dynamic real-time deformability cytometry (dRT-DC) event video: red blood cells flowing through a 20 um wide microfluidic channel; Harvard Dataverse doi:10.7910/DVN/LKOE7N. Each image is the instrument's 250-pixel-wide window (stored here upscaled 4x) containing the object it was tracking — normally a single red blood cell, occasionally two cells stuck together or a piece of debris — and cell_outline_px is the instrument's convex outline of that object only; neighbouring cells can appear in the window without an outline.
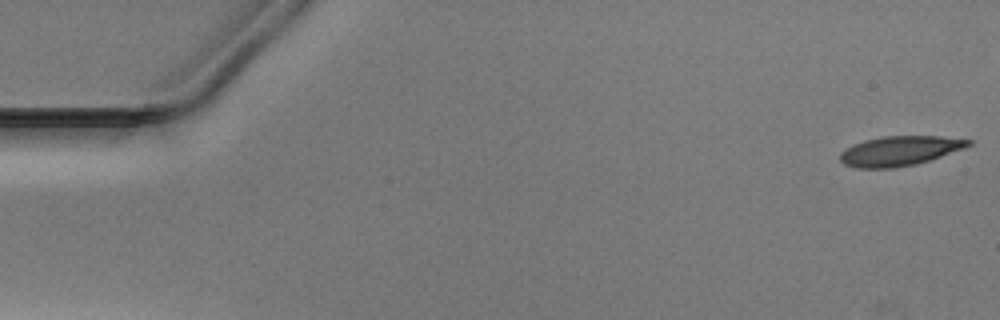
{"species": "Egyptian fruit bat (a non-hibernating species)", "species_latin": "Rousettus aegyptiacus", "temperature_condition": "warm", "stored_images_in_passage": 51, "camera_frame_rate_fps": 3000, "um_per_image_px": 0.085, "animal": {"sex": "male"}, "frame": {"image": 1, "passage_image": 1, "time_ms": 0.0, "image_size_px": [1000, 320], "cell_outline_px": [[972, 144], [964, 148], [916, 164], [892, 168], [856, 168], [844, 164], [840, 160], [840, 152], [864, 140], [884, 136], [940, 136], [972, 140]], "centroid_in_image_um": [76.47, 12.82], "position_along_channel_um": 8.5, "area_um2": 21.91}}
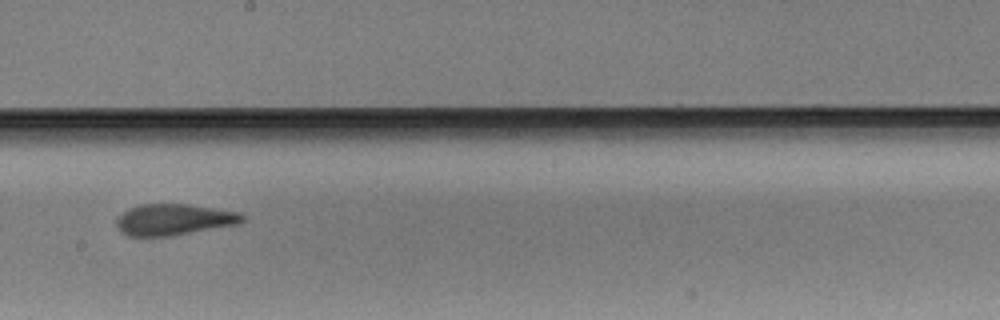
{"frame": {"image": 2, "passage_image": 29, "time_ms": 9.333, "image_size_px": [1000, 320], "cell_outline_px": [[244, 220], [240, 224], [172, 236], [128, 236], [120, 232], [116, 224], [116, 216], [128, 208], [140, 204], [188, 204], [240, 212], [244, 216]], "centroid_in_image_um": [14.76, 18.67], "position_along_channel_um": 233.4, "area_um2": 23.24}}
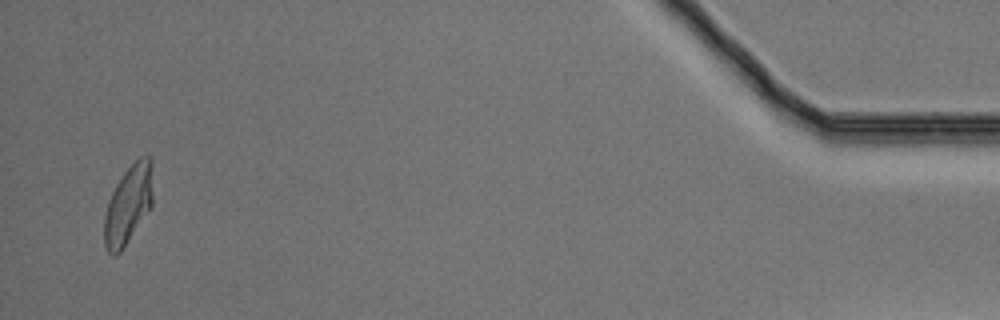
{"frame": {"image": 3, "passage_image": 50, "time_ms": 16.333, "image_size_px": [1000, 320], "cell_outline_px": [[152, 208], [120, 252], [116, 256], [112, 256], [108, 252], [104, 244], [104, 216], [108, 200], [116, 184], [124, 172], [140, 156], [148, 156], [152, 160]], "centroid_in_image_um": [10.91, 17.42], "position_along_channel_um": 424.3, "area_um2": 22.48}}